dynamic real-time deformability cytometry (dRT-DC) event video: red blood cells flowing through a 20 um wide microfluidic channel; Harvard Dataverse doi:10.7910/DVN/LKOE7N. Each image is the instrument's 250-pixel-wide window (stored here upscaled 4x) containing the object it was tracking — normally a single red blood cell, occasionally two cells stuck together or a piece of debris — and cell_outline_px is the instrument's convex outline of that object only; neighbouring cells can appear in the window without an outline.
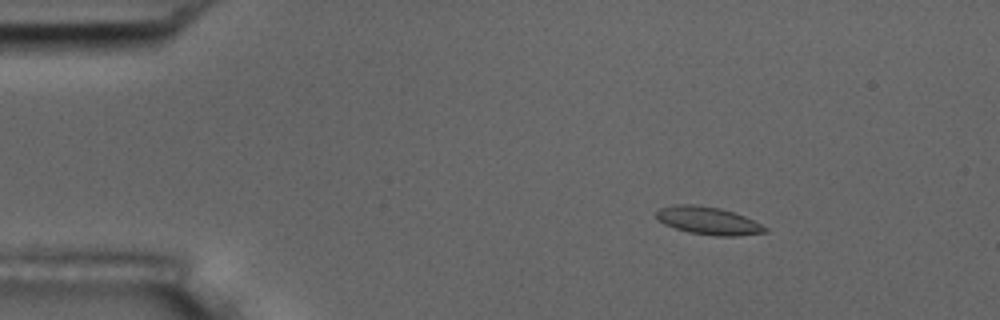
{"species": "common noctule bat (a hibernating species)", "species_latin": "Nyctalus noctula", "temperature_condition": "room temperature", "stored_images_in_passage": 9, "camera_frame_rate_fps": 3000, "um_per_image_px": 0.085, "animal": {"sex": "male", "body_mass_g": 17.5, "forearm_length_mm": 52.3}, "frame": {"image": 1, "passage_image": 3, "time_ms": 2.333, "image_size_px": [1000, 320], "cell_outline_px": [[768, 232], [736, 236], [716, 236], [688, 232], [664, 224], [656, 216], [656, 212], [660, 208], [676, 204], [696, 204], [720, 208], [744, 216], [768, 228]], "centroid_in_image_um": [60.2, 18.76], "position_along_channel_um": 24.8, "area_um2": 17.46}}
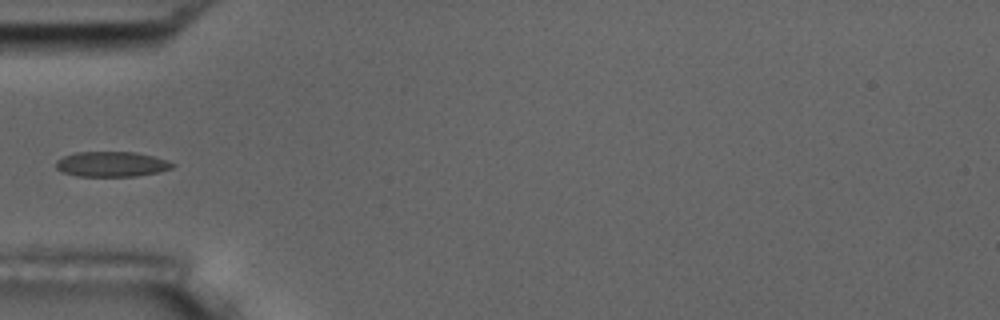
{"frame": {"image": 2, "passage_image": 6, "time_ms": 5.667, "image_size_px": [1000, 320], "cell_outline_px": [[176, 164], [172, 168], [160, 172], [136, 176], [76, 176], [60, 172], [56, 168], [56, 160], [64, 156], [76, 152], [136, 152], [168, 160]], "centroid_in_image_um": [9.48, 13.96], "position_along_channel_um": 75.5, "area_um2": 17.22}}
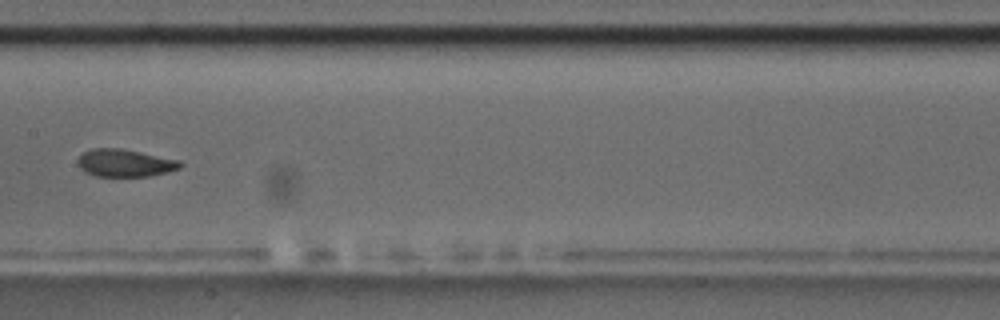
{"frame": {"image": 3, "passage_image": 9, "time_ms": 9.0, "image_size_px": [1000, 320], "cell_outline_px": [[184, 164], [180, 168], [168, 172], [148, 176], [96, 176], [84, 172], [80, 168], [80, 156], [84, 152], [92, 148], [120, 148], [180, 160]], "centroid_in_image_um": [10.66, 13.85], "position_along_channel_um": 196.7, "area_um2": 16.3}}